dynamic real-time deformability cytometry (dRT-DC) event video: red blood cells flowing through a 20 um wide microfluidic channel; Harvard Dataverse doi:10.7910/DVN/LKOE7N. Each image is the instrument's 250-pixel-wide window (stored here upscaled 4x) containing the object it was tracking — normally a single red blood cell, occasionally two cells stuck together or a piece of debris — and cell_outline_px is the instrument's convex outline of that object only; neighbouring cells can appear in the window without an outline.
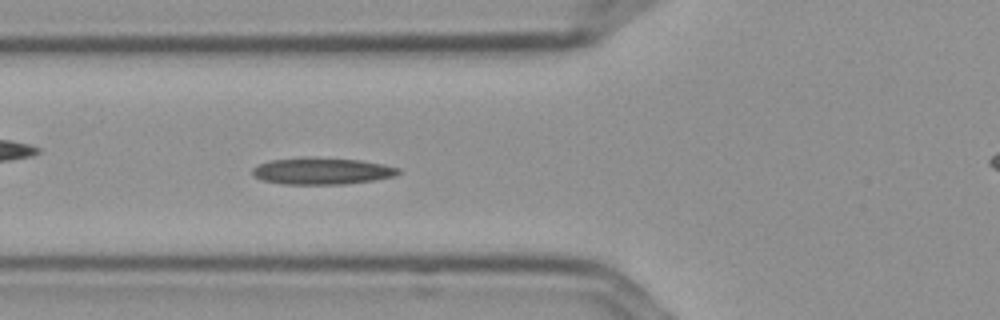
{"species": "Egyptian fruit bat (a non-hibernating species)", "species_latin": "Rousettus aegyptiacus", "temperature_condition": "cold", "stored_images_in_passage": 57, "camera_frame_rate_fps": 3000, "um_per_image_px": 0.085, "frame": {"image": 1, "passage_image": 21, "time_ms": 6.667, "image_size_px": [1000, 320], "cell_outline_px": [[400, 172], [396, 176], [372, 180], [344, 184], [284, 184], [264, 180], [256, 176], [252, 172], [252, 168], [260, 164], [272, 160], [304, 156], [360, 160], [384, 164], [400, 168]], "centroid_in_image_um": [27.4, 14.52], "position_along_channel_um": 98.4, "area_um2": 22.72}}
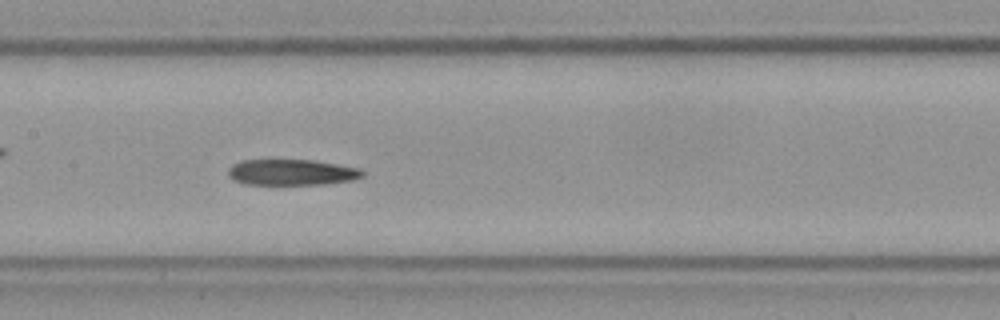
{"frame": {"image": 2, "passage_image": 28, "time_ms": 9.0, "image_size_px": [1000, 320], "cell_outline_px": [[364, 176], [352, 180], [324, 184], [244, 184], [232, 180], [228, 176], [228, 168], [232, 164], [240, 160], [312, 160], [360, 168], [364, 172]], "centroid_in_image_um": [24.76, 14.64], "position_along_channel_um": 182.6, "area_um2": 20.35}}
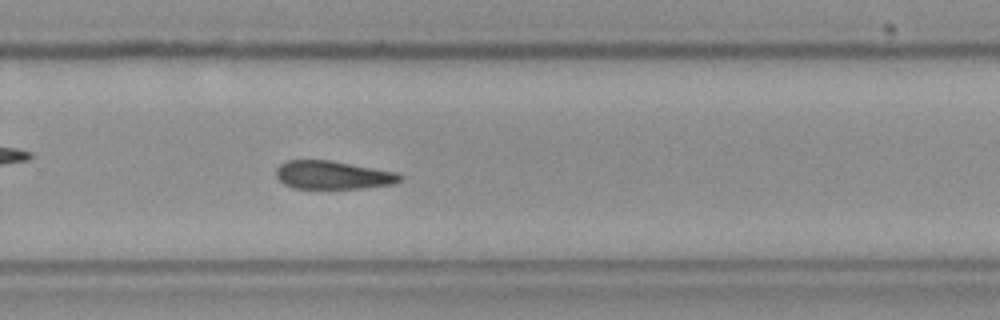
{"frame": {"image": 3, "passage_image": 38, "time_ms": 12.333, "image_size_px": [1000, 320], "cell_outline_px": [[404, 176], [400, 180], [392, 184], [360, 188], [292, 188], [284, 184], [276, 176], [276, 168], [280, 164], [288, 160], [332, 160], [396, 172]], "centroid_in_image_um": [28.27, 14.87], "position_along_channel_um": 301.5, "area_um2": 20.35}}